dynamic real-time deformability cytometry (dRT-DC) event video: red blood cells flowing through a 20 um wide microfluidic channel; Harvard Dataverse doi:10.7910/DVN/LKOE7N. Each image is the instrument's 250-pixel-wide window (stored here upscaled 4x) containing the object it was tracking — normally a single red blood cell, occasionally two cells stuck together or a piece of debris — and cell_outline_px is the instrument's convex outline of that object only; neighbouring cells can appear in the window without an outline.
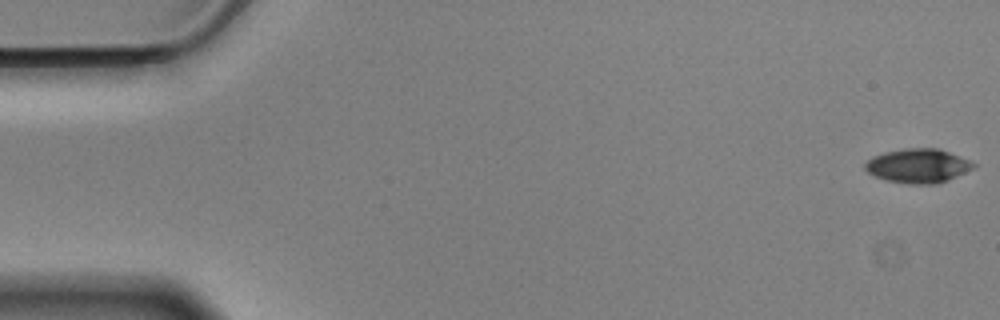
{"species": "Egyptian fruit bat (a non-hibernating species)", "species_latin": "Rousettus aegyptiacus", "temperature_condition": "cold", "stored_images_in_passage": 57, "camera_frame_rate_fps": 3000, "um_per_image_px": 0.085, "animal": {"sex": "male"}, "frame": {"image": 1, "passage_image": 1, "time_ms": 0.0, "image_size_px": [1000, 320], "cell_outline_px": [[976, 168], [948, 180], [936, 184], [908, 184], [888, 180], [876, 176], [868, 172], [864, 168], [864, 164], [872, 156], [884, 152], [904, 148], [940, 148], [968, 160], [976, 164]], "centroid_in_image_um": [78.04, 14.09], "position_along_channel_um": 7.0, "area_um2": 21.62}}
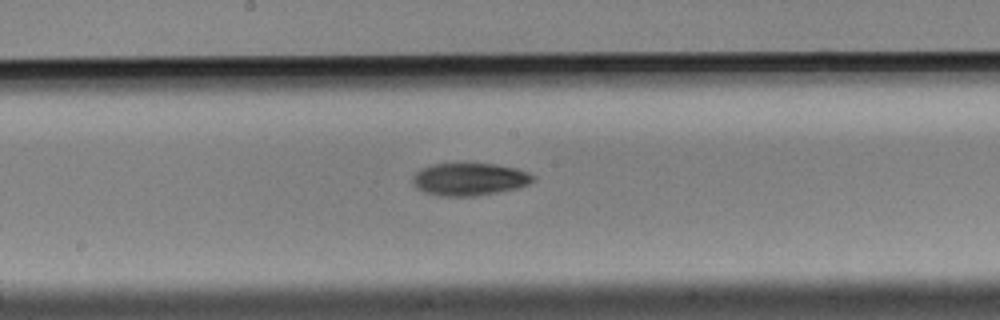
{"frame": {"image": 2, "passage_image": 30, "time_ms": 9.667, "image_size_px": [1000, 320], "cell_outline_px": [[536, 180], [520, 188], [476, 196], [440, 196], [424, 192], [416, 188], [412, 184], [412, 176], [420, 168], [432, 164], [496, 164], [516, 168], [528, 172], [536, 176]], "centroid_in_image_um": [39.91, 15.24], "position_along_channel_um": 208.3, "area_um2": 23.12}}
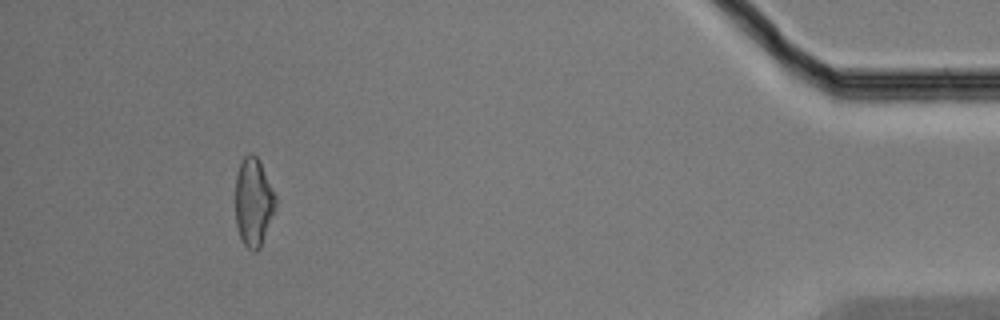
{"frame": {"image": 3, "passage_image": 53, "time_ms": 17.333, "image_size_px": [1000, 320], "cell_outline_px": [[276, 208], [260, 248], [256, 252], [252, 252], [244, 244], [240, 236], [236, 224], [236, 172], [244, 156], [248, 152], [252, 152], [260, 160], [276, 196]], "centroid_in_image_um": [21.55, 17.16], "position_along_channel_um": 413.6, "area_um2": 20.87}, "authors_computed_cell_mechanics": {"area_um2": 22.1374, "velocity_mm_per_s": 3.5144, "shape_relaxation_time_tau1_ms": 3.6398, "shape_relaxation_time_tau2_ms": null, "deformation_change_tau1": 0.1166, "deformation_change_tau2": null}}